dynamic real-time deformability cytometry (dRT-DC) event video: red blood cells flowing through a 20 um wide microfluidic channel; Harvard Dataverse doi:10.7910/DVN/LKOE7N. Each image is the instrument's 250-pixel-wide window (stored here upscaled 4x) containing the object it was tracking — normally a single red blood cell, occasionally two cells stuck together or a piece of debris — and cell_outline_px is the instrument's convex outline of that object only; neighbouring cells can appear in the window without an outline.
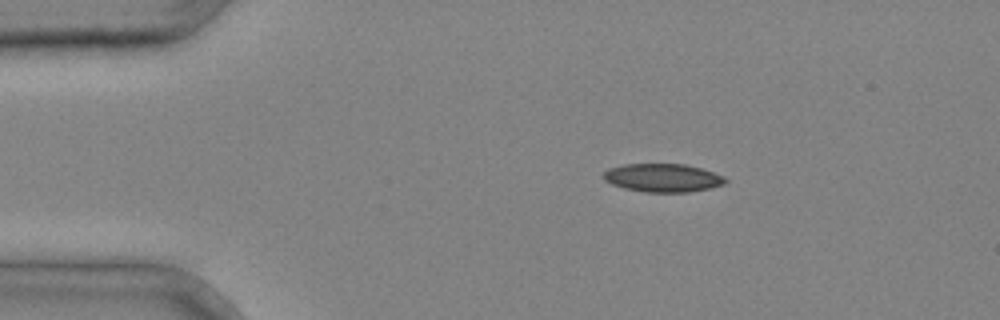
{"species": "common noctule bat (a hibernating species)", "species_latin": "Nyctalus noctula", "temperature_condition": "cold", "stored_images_in_passage": 2, "camera_frame_rate_fps": 3000, "um_per_image_px": 0.085, "animal": {"sex": "male", "body_mass_g": 20.4}, "frame": {"image": 1, "passage_image": 1, "time_ms": 0.0, "image_size_px": [1000, 320], "cell_outline_px": [[728, 180], [724, 184], [712, 188], [688, 192], [644, 192], [624, 188], [612, 184], [604, 180], [604, 172], [608, 168], [624, 164], [684, 164], [700, 168], [724, 176]], "centroid_in_image_um": [56.34, 15.12], "position_along_channel_um": 28.7, "area_um2": 20.11}}